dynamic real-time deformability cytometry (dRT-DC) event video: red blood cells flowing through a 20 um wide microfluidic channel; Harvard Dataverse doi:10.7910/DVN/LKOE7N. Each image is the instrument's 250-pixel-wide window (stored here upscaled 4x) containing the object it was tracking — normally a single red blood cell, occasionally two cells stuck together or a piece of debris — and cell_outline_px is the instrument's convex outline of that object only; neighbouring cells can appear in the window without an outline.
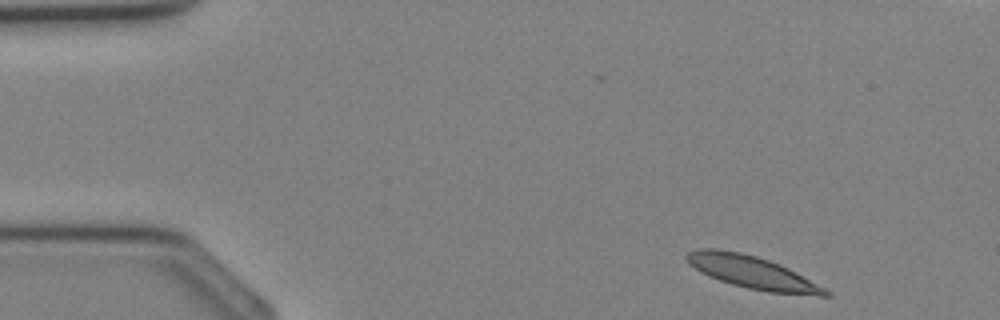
{"species": "Egyptian fruit bat (a non-hibernating species)", "species_latin": "Rousettus aegyptiacus", "temperature_condition": "cold", "stored_images_in_passage": 34, "camera_frame_rate_fps": 3000, "um_per_image_px": 0.085, "animal": {"sex": "female"}, "frame": {"image": 1, "passage_image": 1, "time_ms": 0.0, "image_size_px": [1000, 320], "cell_outline_px": [[832, 296], [820, 296], [768, 292], [748, 288], [732, 284], [708, 276], [688, 264], [684, 256], [688, 252], [696, 248], [720, 248], [740, 252], [756, 256], [780, 264], [796, 272], [832, 292]], "centroid_in_image_um": [63.92, 23.14], "position_along_channel_um": 21.1, "area_um2": 26.47}}
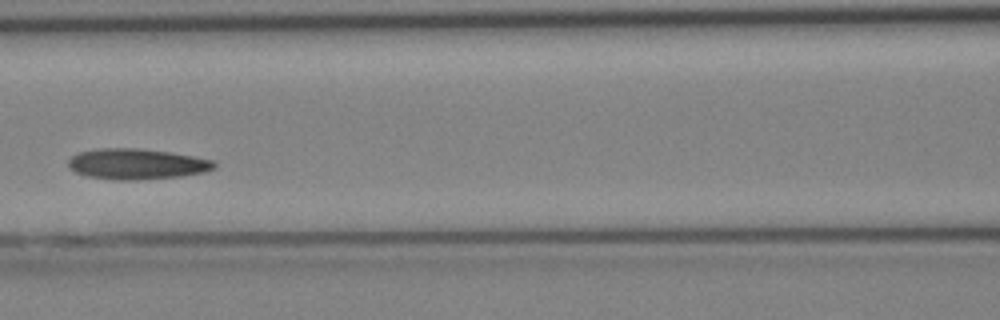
{"frame": {"image": 2, "passage_image": 13, "time_ms": 4.0, "image_size_px": [1000, 320], "cell_outline_px": [[216, 168], [204, 172], [180, 176], [136, 180], [116, 180], [88, 176], [76, 172], [68, 164], [68, 160], [72, 156], [80, 152], [96, 148], [140, 148], [168, 152], [192, 156], [212, 160], [216, 164]], "centroid_in_image_um": [11.62, 13.93], "position_along_channel_um": 155.0, "area_um2": 25.89}}
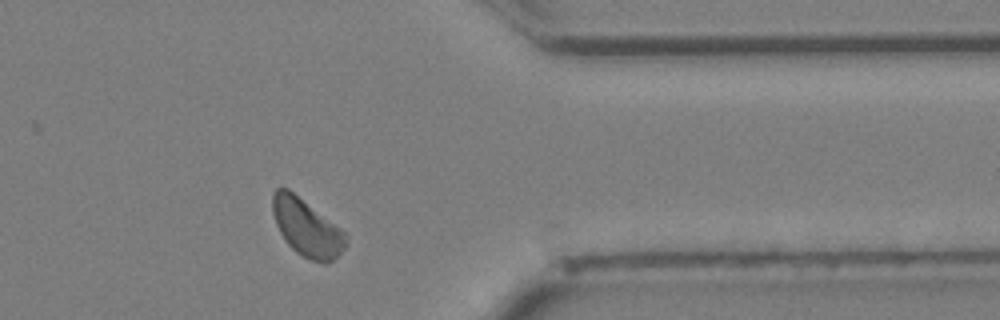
{"frame": {"image": 3, "passage_image": 26, "time_ms": 8.333, "image_size_px": [1000, 320], "cell_outline_px": [[348, 244], [332, 260], [324, 264], [312, 260], [296, 252], [288, 244], [280, 232], [276, 224], [272, 212], [272, 192], [276, 188], [288, 188], [340, 228], [348, 236]], "centroid_in_image_um": [26.06, 19.34], "position_along_channel_um": 385.3, "area_um2": 24.22}}